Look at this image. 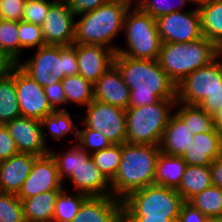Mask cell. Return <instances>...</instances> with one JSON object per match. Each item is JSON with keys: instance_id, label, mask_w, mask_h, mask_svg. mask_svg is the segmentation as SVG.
I'll list each match as a JSON object with an SVG mask.
<instances>
[{"instance_id": "6", "label": "cell", "mask_w": 222, "mask_h": 222, "mask_svg": "<svg viewBox=\"0 0 222 222\" xmlns=\"http://www.w3.org/2000/svg\"><path fill=\"white\" fill-rule=\"evenodd\" d=\"M17 64L39 85L46 87L61 82L65 76L78 75L76 48L73 45H45Z\"/></svg>"}, {"instance_id": "8", "label": "cell", "mask_w": 222, "mask_h": 222, "mask_svg": "<svg viewBox=\"0 0 222 222\" xmlns=\"http://www.w3.org/2000/svg\"><path fill=\"white\" fill-rule=\"evenodd\" d=\"M176 100H163L126 109V137L130 144L159 146Z\"/></svg>"}, {"instance_id": "49", "label": "cell", "mask_w": 222, "mask_h": 222, "mask_svg": "<svg viewBox=\"0 0 222 222\" xmlns=\"http://www.w3.org/2000/svg\"><path fill=\"white\" fill-rule=\"evenodd\" d=\"M214 128L222 135V107L213 115Z\"/></svg>"}, {"instance_id": "11", "label": "cell", "mask_w": 222, "mask_h": 222, "mask_svg": "<svg viewBox=\"0 0 222 222\" xmlns=\"http://www.w3.org/2000/svg\"><path fill=\"white\" fill-rule=\"evenodd\" d=\"M216 89H222V63L218 58L195 70L176 85V101L198 105Z\"/></svg>"}, {"instance_id": "28", "label": "cell", "mask_w": 222, "mask_h": 222, "mask_svg": "<svg viewBox=\"0 0 222 222\" xmlns=\"http://www.w3.org/2000/svg\"><path fill=\"white\" fill-rule=\"evenodd\" d=\"M21 117L15 88V66L11 73L0 79V125Z\"/></svg>"}, {"instance_id": "5", "label": "cell", "mask_w": 222, "mask_h": 222, "mask_svg": "<svg viewBox=\"0 0 222 222\" xmlns=\"http://www.w3.org/2000/svg\"><path fill=\"white\" fill-rule=\"evenodd\" d=\"M217 58V46L205 36L188 43H162L158 62L162 70L178 85L195 70Z\"/></svg>"}, {"instance_id": "34", "label": "cell", "mask_w": 222, "mask_h": 222, "mask_svg": "<svg viewBox=\"0 0 222 222\" xmlns=\"http://www.w3.org/2000/svg\"><path fill=\"white\" fill-rule=\"evenodd\" d=\"M18 33L19 61L22 60V52L24 49H37L46 45L43 37L42 26L40 25L21 20L18 22Z\"/></svg>"}, {"instance_id": "36", "label": "cell", "mask_w": 222, "mask_h": 222, "mask_svg": "<svg viewBox=\"0 0 222 222\" xmlns=\"http://www.w3.org/2000/svg\"><path fill=\"white\" fill-rule=\"evenodd\" d=\"M0 222H25L22 201L17 194L0 192Z\"/></svg>"}, {"instance_id": "40", "label": "cell", "mask_w": 222, "mask_h": 222, "mask_svg": "<svg viewBox=\"0 0 222 222\" xmlns=\"http://www.w3.org/2000/svg\"><path fill=\"white\" fill-rule=\"evenodd\" d=\"M26 0H0V19L19 22L23 20Z\"/></svg>"}, {"instance_id": "24", "label": "cell", "mask_w": 222, "mask_h": 222, "mask_svg": "<svg viewBox=\"0 0 222 222\" xmlns=\"http://www.w3.org/2000/svg\"><path fill=\"white\" fill-rule=\"evenodd\" d=\"M187 163L179 156L159 154L156 162L155 185L177 189Z\"/></svg>"}, {"instance_id": "19", "label": "cell", "mask_w": 222, "mask_h": 222, "mask_svg": "<svg viewBox=\"0 0 222 222\" xmlns=\"http://www.w3.org/2000/svg\"><path fill=\"white\" fill-rule=\"evenodd\" d=\"M94 100L122 109L128 108L130 88L114 64L94 83Z\"/></svg>"}, {"instance_id": "29", "label": "cell", "mask_w": 222, "mask_h": 222, "mask_svg": "<svg viewBox=\"0 0 222 222\" xmlns=\"http://www.w3.org/2000/svg\"><path fill=\"white\" fill-rule=\"evenodd\" d=\"M174 110H176L174 112L184 123L187 124L192 134L207 132L214 129L213 116L197 105H188L176 101Z\"/></svg>"}, {"instance_id": "9", "label": "cell", "mask_w": 222, "mask_h": 222, "mask_svg": "<svg viewBox=\"0 0 222 222\" xmlns=\"http://www.w3.org/2000/svg\"><path fill=\"white\" fill-rule=\"evenodd\" d=\"M185 201L176 189L150 185L122 200V216H149L178 219Z\"/></svg>"}, {"instance_id": "53", "label": "cell", "mask_w": 222, "mask_h": 222, "mask_svg": "<svg viewBox=\"0 0 222 222\" xmlns=\"http://www.w3.org/2000/svg\"><path fill=\"white\" fill-rule=\"evenodd\" d=\"M207 222H222V216L210 217V218L207 219Z\"/></svg>"}, {"instance_id": "18", "label": "cell", "mask_w": 222, "mask_h": 222, "mask_svg": "<svg viewBox=\"0 0 222 222\" xmlns=\"http://www.w3.org/2000/svg\"><path fill=\"white\" fill-rule=\"evenodd\" d=\"M71 222H123L122 201L111 196H89Z\"/></svg>"}, {"instance_id": "26", "label": "cell", "mask_w": 222, "mask_h": 222, "mask_svg": "<svg viewBox=\"0 0 222 222\" xmlns=\"http://www.w3.org/2000/svg\"><path fill=\"white\" fill-rule=\"evenodd\" d=\"M71 114L65 110H54L52 113L47 114L40 122L43 131V138L47 144V134L52 137V140L60 141L68 134H73L77 139L78 127L74 123ZM47 127V128H46ZM48 129L47 133L46 130Z\"/></svg>"}, {"instance_id": "33", "label": "cell", "mask_w": 222, "mask_h": 222, "mask_svg": "<svg viewBox=\"0 0 222 222\" xmlns=\"http://www.w3.org/2000/svg\"><path fill=\"white\" fill-rule=\"evenodd\" d=\"M95 165L111 181L121 163V144H111L108 148L91 154Z\"/></svg>"}, {"instance_id": "14", "label": "cell", "mask_w": 222, "mask_h": 222, "mask_svg": "<svg viewBox=\"0 0 222 222\" xmlns=\"http://www.w3.org/2000/svg\"><path fill=\"white\" fill-rule=\"evenodd\" d=\"M76 15L65 0H55L48 9L42 25L46 45L69 46L74 44Z\"/></svg>"}, {"instance_id": "42", "label": "cell", "mask_w": 222, "mask_h": 222, "mask_svg": "<svg viewBox=\"0 0 222 222\" xmlns=\"http://www.w3.org/2000/svg\"><path fill=\"white\" fill-rule=\"evenodd\" d=\"M18 153L15 141L9 131L5 125H0V162Z\"/></svg>"}, {"instance_id": "25", "label": "cell", "mask_w": 222, "mask_h": 222, "mask_svg": "<svg viewBox=\"0 0 222 222\" xmlns=\"http://www.w3.org/2000/svg\"><path fill=\"white\" fill-rule=\"evenodd\" d=\"M212 186L210 165H187L181 183L176 189L184 201Z\"/></svg>"}, {"instance_id": "2", "label": "cell", "mask_w": 222, "mask_h": 222, "mask_svg": "<svg viewBox=\"0 0 222 222\" xmlns=\"http://www.w3.org/2000/svg\"><path fill=\"white\" fill-rule=\"evenodd\" d=\"M160 147L149 144H121V163L110 181L112 196L125 199L134 191L154 185Z\"/></svg>"}, {"instance_id": "50", "label": "cell", "mask_w": 222, "mask_h": 222, "mask_svg": "<svg viewBox=\"0 0 222 222\" xmlns=\"http://www.w3.org/2000/svg\"><path fill=\"white\" fill-rule=\"evenodd\" d=\"M127 4L129 7H139L143 0H117Z\"/></svg>"}, {"instance_id": "43", "label": "cell", "mask_w": 222, "mask_h": 222, "mask_svg": "<svg viewBox=\"0 0 222 222\" xmlns=\"http://www.w3.org/2000/svg\"><path fill=\"white\" fill-rule=\"evenodd\" d=\"M111 0H65L69 9L78 17L109 3Z\"/></svg>"}, {"instance_id": "17", "label": "cell", "mask_w": 222, "mask_h": 222, "mask_svg": "<svg viewBox=\"0 0 222 222\" xmlns=\"http://www.w3.org/2000/svg\"><path fill=\"white\" fill-rule=\"evenodd\" d=\"M79 66L78 74L94 83L113 65L115 52L105 46L73 44Z\"/></svg>"}, {"instance_id": "4", "label": "cell", "mask_w": 222, "mask_h": 222, "mask_svg": "<svg viewBox=\"0 0 222 222\" xmlns=\"http://www.w3.org/2000/svg\"><path fill=\"white\" fill-rule=\"evenodd\" d=\"M129 8L125 3L111 0L79 15L81 18L75 20L74 44L105 46L116 53L119 45L113 42L123 32L124 18Z\"/></svg>"}, {"instance_id": "46", "label": "cell", "mask_w": 222, "mask_h": 222, "mask_svg": "<svg viewBox=\"0 0 222 222\" xmlns=\"http://www.w3.org/2000/svg\"><path fill=\"white\" fill-rule=\"evenodd\" d=\"M212 185L222 188V154L210 165Z\"/></svg>"}, {"instance_id": "48", "label": "cell", "mask_w": 222, "mask_h": 222, "mask_svg": "<svg viewBox=\"0 0 222 222\" xmlns=\"http://www.w3.org/2000/svg\"><path fill=\"white\" fill-rule=\"evenodd\" d=\"M123 222H178V219L149 216H123Z\"/></svg>"}, {"instance_id": "7", "label": "cell", "mask_w": 222, "mask_h": 222, "mask_svg": "<svg viewBox=\"0 0 222 222\" xmlns=\"http://www.w3.org/2000/svg\"><path fill=\"white\" fill-rule=\"evenodd\" d=\"M124 38L127 48H117L115 54L133 59H158L162 47L156 19L139 7H130L126 12L123 24Z\"/></svg>"}, {"instance_id": "39", "label": "cell", "mask_w": 222, "mask_h": 222, "mask_svg": "<svg viewBox=\"0 0 222 222\" xmlns=\"http://www.w3.org/2000/svg\"><path fill=\"white\" fill-rule=\"evenodd\" d=\"M55 0H26L23 21L42 26L49 6Z\"/></svg>"}, {"instance_id": "52", "label": "cell", "mask_w": 222, "mask_h": 222, "mask_svg": "<svg viewBox=\"0 0 222 222\" xmlns=\"http://www.w3.org/2000/svg\"><path fill=\"white\" fill-rule=\"evenodd\" d=\"M217 58L221 59L222 63V42L217 46Z\"/></svg>"}, {"instance_id": "23", "label": "cell", "mask_w": 222, "mask_h": 222, "mask_svg": "<svg viewBox=\"0 0 222 222\" xmlns=\"http://www.w3.org/2000/svg\"><path fill=\"white\" fill-rule=\"evenodd\" d=\"M61 191L52 190L30 198L20 199L23 205L25 222H52L54 205Z\"/></svg>"}, {"instance_id": "51", "label": "cell", "mask_w": 222, "mask_h": 222, "mask_svg": "<svg viewBox=\"0 0 222 222\" xmlns=\"http://www.w3.org/2000/svg\"><path fill=\"white\" fill-rule=\"evenodd\" d=\"M209 1L210 0H188V2L194 3L193 5H196V8L207 4Z\"/></svg>"}, {"instance_id": "22", "label": "cell", "mask_w": 222, "mask_h": 222, "mask_svg": "<svg viewBox=\"0 0 222 222\" xmlns=\"http://www.w3.org/2000/svg\"><path fill=\"white\" fill-rule=\"evenodd\" d=\"M187 124L173 112L167 122L160 142V151L170 156L181 157L186 150L192 148V134Z\"/></svg>"}, {"instance_id": "3", "label": "cell", "mask_w": 222, "mask_h": 222, "mask_svg": "<svg viewBox=\"0 0 222 222\" xmlns=\"http://www.w3.org/2000/svg\"><path fill=\"white\" fill-rule=\"evenodd\" d=\"M68 148L63 153L51 148L49 151L63 183L71 182L74 192L84 193L88 196H111V183L95 165L91 153L81 148L77 143Z\"/></svg>"}, {"instance_id": "30", "label": "cell", "mask_w": 222, "mask_h": 222, "mask_svg": "<svg viewBox=\"0 0 222 222\" xmlns=\"http://www.w3.org/2000/svg\"><path fill=\"white\" fill-rule=\"evenodd\" d=\"M62 87L66 98V105L76 104L86 107L94 100V85L81 75L65 76Z\"/></svg>"}, {"instance_id": "20", "label": "cell", "mask_w": 222, "mask_h": 222, "mask_svg": "<svg viewBox=\"0 0 222 222\" xmlns=\"http://www.w3.org/2000/svg\"><path fill=\"white\" fill-rule=\"evenodd\" d=\"M38 156L18 153L0 162V192L18 194Z\"/></svg>"}, {"instance_id": "31", "label": "cell", "mask_w": 222, "mask_h": 222, "mask_svg": "<svg viewBox=\"0 0 222 222\" xmlns=\"http://www.w3.org/2000/svg\"><path fill=\"white\" fill-rule=\"evenodd\" d=\"M64 188L57 196L52 222H71L78 213L82 203L89 197L80 192L68 193Z\"/></svg>"}, {"instance_id": "38", "label": "cell", "mask_w": 222, "mask_h": 222, "mask_svg": "<svg viewBox=\"0 0 222 222\" xmlns=\"http://www.w3.org/2000/svg\"><path fill=\"white\" fill-rule=\"evenodd\" d=\"M177 4L174 5L172 1L167 0H143L139 5V8L148 13L154 19H157L163 15L171 12L182 11L188 0H177Z\"/></svg>"}, {"instance_id": "12", "label": "cell", "mask_w": 222, "mask_h": 222, "mask_svg": "<svg viewBox=\"0 0 222 222\" xmlns=\"http://www.w3.org/2000/svg\"><path fill=\"white\" fill-rule=\"evenodd\" d=\"M162 43H188L203 37L198 8L171 12L156 19Z\"/></svg>"}, {"instance_id": "32", "label": "cell", "mask_w": 222, "mask_h": 222, "mask_svg": "<svg viewBox=\"0 0 222 222\" xmlns=\"http://www.w3.org/2000/svg\"><path fill=\"white\" fill-rule=\"evenodd\" d=\"M187 202L207 218L222 216V188L220 187L212 185L191 197Z\"/></svg>"}, {"instance_id": "41", "label": "cell", "mask_w": 222, "mask_h": 222, "mask_svg": "<svg viewBox=\"0 0 222 222\" xmlns=\"http://www.w3.org/2000/svg\"><path fill=\"white\" fill-rule=\"evenodd\" d=\"M43 89L49 104L54 110H65V107H61V105H66V98L61 82L53 83L52 85L43 87Z\"/></svg>"}, {"instance_id": "13", "label": "cell", "mask_w": 222, "mask_h": 222, "mask_svg": "<svg viewBox=\"0 0 222 222\" xmlns=\"http://www.w3.org/2000/svg\"><path fill=\"white\" fill-rule=\"evenodd\" d=\"M15 88L22 117L42 120L54 111L44 89L18 64L15 65Z\"/></svg>"}, {"instance_id": "15", "label": "cell", "mask_w": 222, "mask_h": 222, "mask_svg": "<svg viewBox=\"0 0 222 222\" xmlns=\"http://www.w3.org/2000/svg\"><path fill=\"white\" fill-rule=\"evenodd\" d=\"M65 187L59 177L56 163L50 154L38 157L17 194L20 199L30 198L43 192L63 190Z\"/></svg>"}, {"instance_id": "16", "label": "cell", "mask_w": 222, "mask_h": 222, "mask_svg": "<svg viewBox=\"0 0 222 222\" xmlns=\"http://www.w3.org/2000/svg\"><path fill=\"white\" fill-rule=\"evenodd\" d=\"M5 127L20 153L33 154L38 157L49 154L50 148L44 141L40 120L21 116L6 123Z\"/></svg>"}, {"instance_id": "37", "label": "cell", "mask_w": 222, "mask_h": 222, "mask_svg": "<svg viewBox=\"0 0 222 222\" xmlns=\"http://www.w3.org/2000/svg\"><path fill=\"white\" fill-rule=\"evenodd\" d=\"M78 128L77 140L73 139L70 143L77 141V144L88 151L94 153L105 148H108L112 143L100 132L87 128L84 124Z\"/></svg>"}, {"instance_id": "1", "label": "cell", "mask_w": 222, "mask_h": 222, "mask_svg": "<svg viewBox=\"0 0 222 222\" xmlns=\"http://www.w3.org/2000/svg\"><path fill=\"white\" fill-rule=\"evenodd\" d=\"M113 64L130 88L128 107L150 105L163 100H176V85L162 70L158 59H133L115 54Z\"/></svg>"}, {"instance_id": "21", "label": "cell", "mask_w": 222, "mask_h": 222, "mask_svg": "<svg viewBox=\"0 0 222 222\" xmlns=\"http://www.w3.org/2000/svg\"><path fill=\"white\" fill-rule=\"evenodd\" d=\"M222 154V135L216 128L194 134L192 148L181 157L187 165L207 166Z\"/></svg>"}, {"instance_id": "10", "label": "cell", "mask_w": 222, "mask_h": 222, "mask_svg": "<svg viewBox=\"0 0 222 222\" xmlns=\"http://www.w3.org/2000/svg\"><path fill=\"white\" fill-rule=\"evenodd\" d=\"M82 124L103 134L112 144L126 143V109L93 100L85 107Z\"/></svg>"}, {"instance_id": "47", "label": "cell", "mask_w": 222, "mask_h": 222, "mask_svg": "<svg viewBox=\"0 0 222 222\" xmlns=\"http://www.w3.org/2000/svg\"><path fill=\"white\" fill-rule=\"evenodd\" d=\"M17 63L0 49V79L7 77Z\"/></svg>"}, {"instance_id": "27", "label": "cell", "mask_w": 222, "mask_h": 222, "mask_svg": "<svg viewBox=\"0 0 222 222\" xmlns=\"http://www.w3.org/2000/svg\"><path fill=\"white\" fill-rule=\"evenodd\" d=\"M198 10L203 36L218 46L222 42V0H210Z\"/></svg>"}, {"instance_id": "44", "label": "cell", "mask_w": 222, "mask_h": 222, "mask_svg": "<svg viewBox=\"0 0 222 222\" xmlns=\"http://www.w3.org/2000/svg\"><path fill=\"white\" fill-rule=\"evenodd\" d=\"M207 217L185 201L181 207L178 222H207Z\"/></svg>"}, {"instance_id": "35", "label": "cell", "mask_w": 222, "mask_h": 222, "mask_svg": "<svg viewBox=\"0 0 222 222\" xmlns=\"http://www.w3.org/2000/svg\"><path fill=\"white\" fill-rule=\"evenodd\" d=\"M0 49L16 63L19 62L18 22L0 19Z\"/></svg>"}, {"instance_id": "45", "label": "cell", "mask_w": 222, "mask_h": 222, "mask_svg": "<svg viewBox=\"0 0 222 222\" xmlns=\"http://www.w3.org/2000/svg\"><path fill=\"white\" fill-rule=\"evenodd\" d=\"M197 106L213 116L222 107V89H216L210 95H206Z\"/></svg>"}]
</instances>
